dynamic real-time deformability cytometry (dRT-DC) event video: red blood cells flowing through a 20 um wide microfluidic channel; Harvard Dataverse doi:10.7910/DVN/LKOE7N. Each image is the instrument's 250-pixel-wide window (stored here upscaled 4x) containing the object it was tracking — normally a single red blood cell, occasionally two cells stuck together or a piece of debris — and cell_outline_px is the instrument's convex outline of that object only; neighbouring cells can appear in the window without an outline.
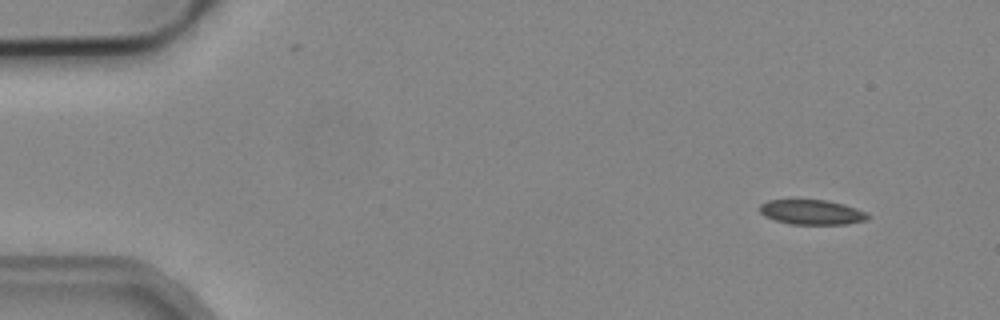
{"species": "common noctule bat (a hibernating species)", "species_latin": "Nyctalus noctula", "temperature_condition": "cold", "stored_images_in_passage": 5, "camera_frame_rate_fps": 3000, "um_per_image_px": 0.085, "animal": {"sex": "male", "body_mass_g": 19.2, "forearm_length_mm": 51.8}, "frame": {"image": 1, "passage_image": 1, "time_ms": 0.0, "image_size_px": [1000, 320], "cell_outline_px": [[872, 216], [868, 220], [848, 224], [792, 224], [776, 220], [764, 216], [760, 212], [760, 204], [768, 200], [828, 200], [844, 204], [856, 208]], "centroid_in_image_um": [69.04, 18.03], "position_along_channel_um": 16.0, "area_um2": 15.66}}
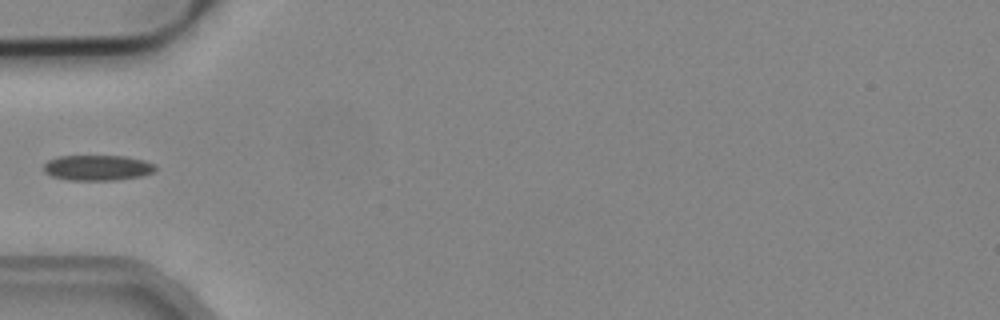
{"frame": {"image": 2, "passage_image": 4, "time_ms": 1.0, "image_size_px": [1000, 320], "cell_outline_px": [[156, 168], [152, 172], [140, 176], [112, 180], [68, 180], [52, 176], [44, 172], [44, 164], [48, 160], [56, 156], [124, 156], [144, 160], [156, 164]], "centroid_in_image_um": [8.26, 14.25], "position_along_channel_um": 76.7, "area_um2": 16.53}}